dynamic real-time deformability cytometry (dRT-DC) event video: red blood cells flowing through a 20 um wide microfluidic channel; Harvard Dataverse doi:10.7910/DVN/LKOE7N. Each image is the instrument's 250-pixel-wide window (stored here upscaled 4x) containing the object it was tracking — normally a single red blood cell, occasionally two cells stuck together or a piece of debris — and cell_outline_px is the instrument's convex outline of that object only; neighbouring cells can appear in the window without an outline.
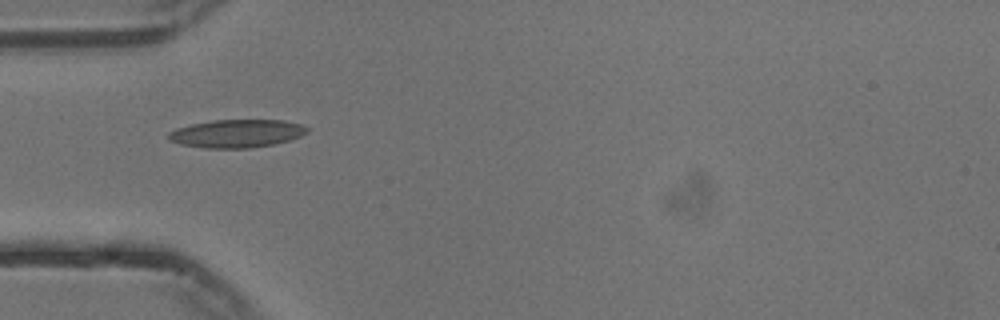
{"species": "common noctule bat (a hibernating species)", "species_latin": "Nyctalus noctula", "temperature_condition": "cold", "stored_images_in_passage": 38, "camera_frame_rate_fps": 3000, "um_per_image_px": 0.085, "animal": {"sex": "male", "body_mass_g": 13.3}, "frame": {"image": 1, "passage_image": 1, "time_ms": 0.0, "image_size_px": [1000, 320], "cell_outline_px": [[308, 132], [300, 136], [288, 140], [272, 144], [248, 148], [204, 148], [180, 144], [168, 140], [168, 132], [176, 128], [192, 124], [212, 120], [284, 120], [300, 124], [308, 128]], "centroid_in_image_um": [20.08, 11.34], "position_along_channel_um": 64.9, "area_um2": 22.6}}
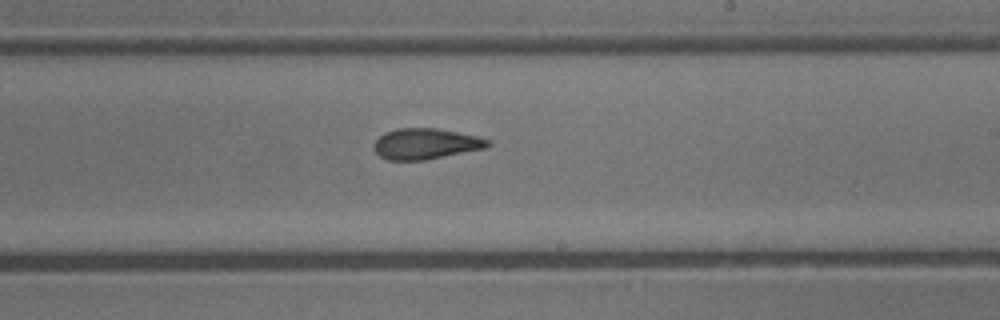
{"frame": {"image": 2, "passage_image": 16, "time_ms": 5.0, "image_size_px": [1000, 320], "cell_outline_px": [[492, 144], [488, 148], [424, 160], [388, 160], [380, 156], [372, 148], [372, 144], [384, 132], [396, 128], [436, 128], [476, 136], [488, 140]], "centroid_in_image_um": [36.16, 12.22], "position_along_channel_um": 252.8, "area_um2": 20.52}}
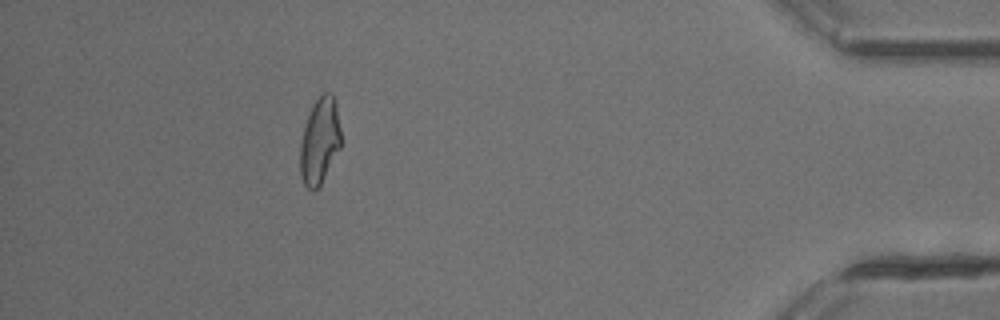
{"frame": {"image": 3, "passage_image": 33, "time_ms": 10.667, "image_size_px": [1000, 320], "cell_outline_px": [[340, 148], [320, 184], [312, 192], [304, 184], [300, 172], [300, 144], [304, 128], [312, 104], [324, 92], [332, 92], [336, 104], [340, 128]], "centroid_in_image_um": [27.17, 11.96], "position_along_channel_um": 408.0, "area_um2": 20.23}, "authors_computed_cell_mechanics": {"area_um2": 20.6924, "velocity_mm_per_s": 3.751, "shape_relaxation_time_tau1_ms": 9.058, "shape_relaxation_time_tau2_ms": 3.67, "deformation_change_tau1": 0.1936, "deformation_change_tau2": 0.1046}}